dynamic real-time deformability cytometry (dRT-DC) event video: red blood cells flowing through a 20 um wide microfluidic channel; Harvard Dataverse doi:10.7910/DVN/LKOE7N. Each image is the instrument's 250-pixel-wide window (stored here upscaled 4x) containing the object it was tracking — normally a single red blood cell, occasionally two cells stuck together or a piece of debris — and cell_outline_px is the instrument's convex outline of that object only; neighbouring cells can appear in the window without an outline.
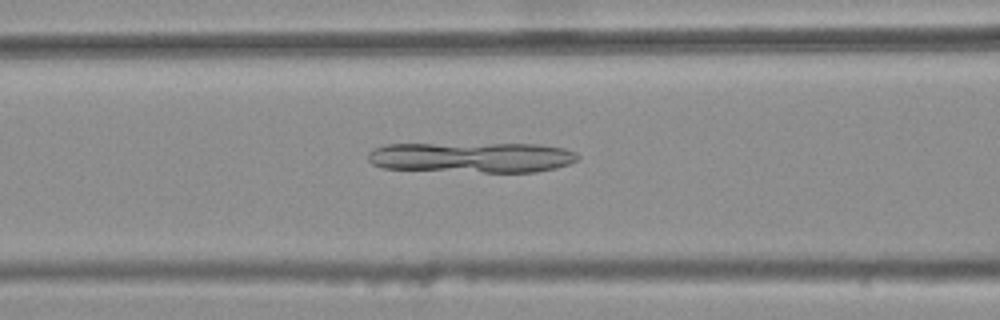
{"species": "common noctule bat (a hibernating species)", "species_latin": "Nyctalus noctula", "temperature_condition": "warm", "stored_images_in_passage": 46, "camera_frame_rate_fps": 3000, "um_per_image_px": 0.085, "animal": {"sex": "female", "body_mass_g": 25.1}, "frame": {"image": 1, "passage_image": 21, "time_ms": 6.667, "image_size_px": [1000, 320], "cell_outline_px": [[580, 156], [576, 160], [568, 164], [556, 168], [536, 172], [484, 172], [384, 168], [372, 164], [368, 160], [368, 152], [372, 148], [388, 144], [540, 144], [564, 148], [576, 152]], "centroid_in_image_um": [40.12, 13.37], "position_along_channel_um": 126.5, "area_um2": 37.28}}
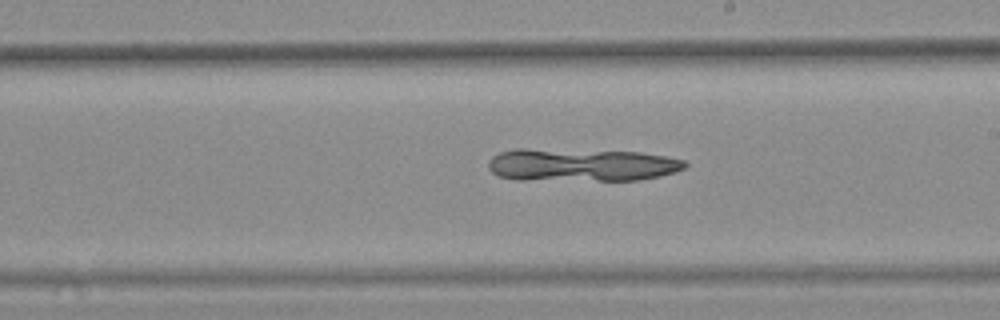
{"frame": {"image": 2, "passage_image": 30, "time_ms": 9.667, "image_size_px": [1000, 320], "cell_outline_px": [[688, 164], [684, 168], [676, 172], [660, 176], [640, 180], [516, 180], [500, 176], [492, 172], [488, 168], [488, 160], [492, 156], [500, 152], [516, 148], [524, 148], [640, 152], [664, 156], [684, 160]], "centroid_in_image_um": [49.39, 14.02], "position_along_channel_um": 239.6, "area_um2": 37.97}}
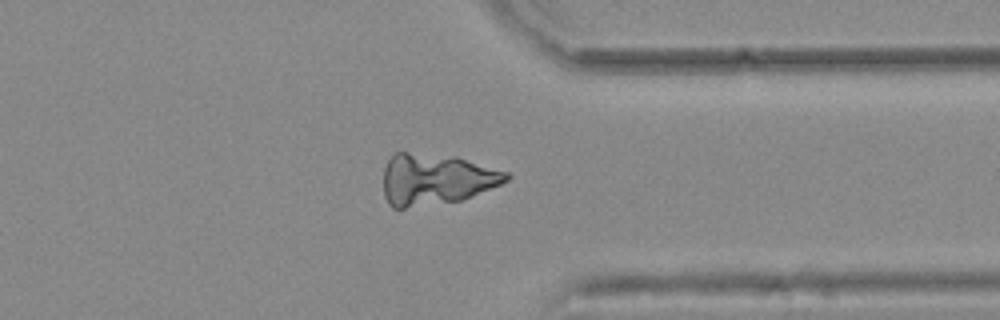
{"frame": {"image": 3, "passage_image": 41, "time_ms": 13.333, "image_size_px": [1000, 320], "cell_outline_px": [[512, 176], [508, 180], [500, 184], [460, 200], [404, 208], [392, 208], [388, 204], [384, 196], [384, 168], [388, 160], [396, 152], [408, 152], [456, 156], [508, 172]], "centroid_in_image_um": [37.03, 15.22], "position_along_channel_um": 374.4, "area_um2": 36.47}}